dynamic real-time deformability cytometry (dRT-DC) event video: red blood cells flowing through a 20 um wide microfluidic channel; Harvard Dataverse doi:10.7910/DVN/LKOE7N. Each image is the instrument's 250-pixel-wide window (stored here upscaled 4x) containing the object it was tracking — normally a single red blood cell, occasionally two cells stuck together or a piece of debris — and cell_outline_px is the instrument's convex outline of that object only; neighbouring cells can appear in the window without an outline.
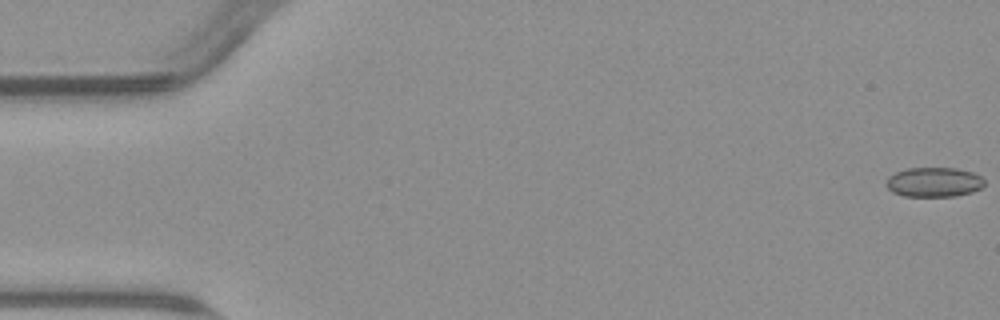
{"species": "common noctule bat (a hibernating species)", "species_latin": "Nyctalus noctula", "temperature_condition": "warm", "stored_images_in_passage": 55, "camera_frame_rate_fps": 3000, "um_per_image_px": 0.085, "animal": {"sex": "male", "body_mass_g": 23.1, "forearm_length_mm": 52.7}, "frame": {"image": 1, "passage_image": 1, "time_ms": 0.0, "image_size_px": [1000, 320], "cell_outline_px": [[984, 184], [980, 188], [972, 192], [956, 196], [904, 196], [892, 192], [884, 184], [888, 176], [896, 172], [908, 168], [956, 168], [972, 172], [980, 176], [984, 180]], "centroid_in_image_um": [79.36, 15.48], "position_along_channel_um": 5.6, "area_um2": 16.99}}
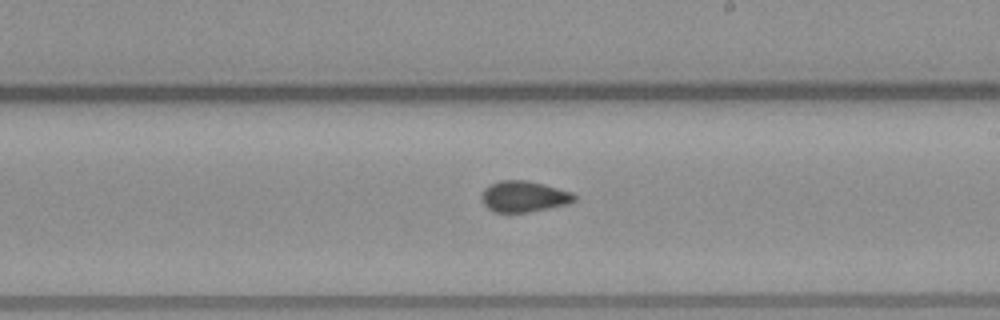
{"frame": {"image": 2, "passage_image": 32, "time_ms": 10.333, "image_size_px": [1000, 320], "cell_outline_px": [[576, 200], [568, 204], [528, 212], [496, 212], [488, 208], [484, 204], [484, 188], [488, 184], [500, 180], [528, 180], [544, 184], [572, 192], [576, 196]], "centroid_in_image_um": [44.56, 16.69], "position_along_channel_um": 244.4, "area_um2": 16.65}}
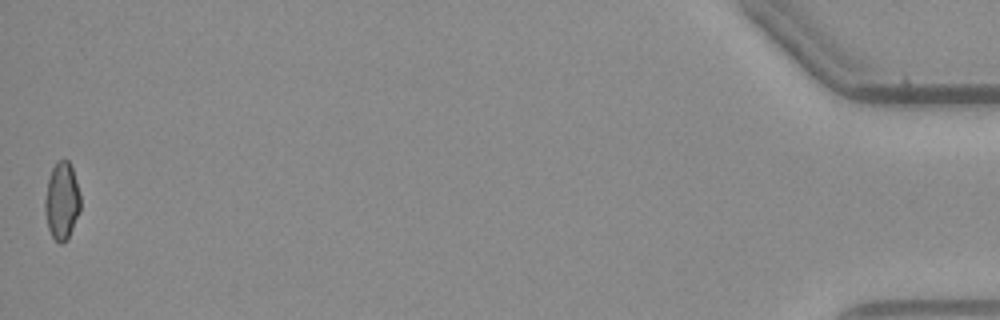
{"frame": {"image": 3, "passage_image": 55, "time_ms": 18.0, "image_size_px": [1000, 320], "cell_outline_px": [[80, 212], [68, 236], [60, 244], [52, 236], [48, 228], [44, 212], [44, 200], [48, 180], [52, 168], [56, 160], [68, 160], [72, 168], [80, 192]], "centroid_in_image_um": [5.25, 17.05], "position_along_channel_um": 430.0, "area_um2": 15.95}, "authors_computed_cell_mechanics": {"area_um2": 16.762, "velocity_mm_per_s": 3.7912, "shape_relaxation_time_tau1_ms": null, "shape_relaxation_time_tau2_ms": 2.1512, "deformation_change_tau1": null, "deformation_change_tau2": 0.072}}